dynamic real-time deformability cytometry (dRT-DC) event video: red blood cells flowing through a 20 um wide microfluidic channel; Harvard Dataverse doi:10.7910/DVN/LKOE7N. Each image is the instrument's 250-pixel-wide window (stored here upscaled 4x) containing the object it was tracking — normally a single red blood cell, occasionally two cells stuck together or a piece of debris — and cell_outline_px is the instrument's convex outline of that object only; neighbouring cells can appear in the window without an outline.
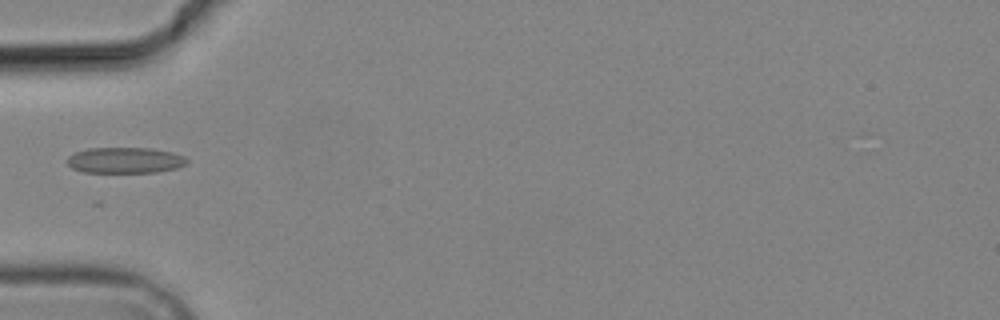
{"species": "common noctule bat (a hibernating species)", "species_latin": "Nyctalus noctula", "temperature_condition": "cold", "stored_images_in_passage": 4, "camera_frame_rate_fps": 3000, "um_per_image_px": 0.085, "animal": {"sex": "male", "body_mass_g": 19.2, "forearm_length_mm": 51.8}, "frame": {"image": 1, "passage_image": 3, "time_ms": 2.333, "image_size_px": [1000, 320], "cell_outline_px": [[188, 164], [176, 168], [156, 172], [84, 172], [72, 168], [64, 160], [68, 156], [76, 152], [88, 148], [152, 148], [172, 152], [184, 156], [188, 160]], "centroid_in_image_um": [10.63, 13.62], "position_along_channel_um": 74.4, "area_um2": 18.15}}
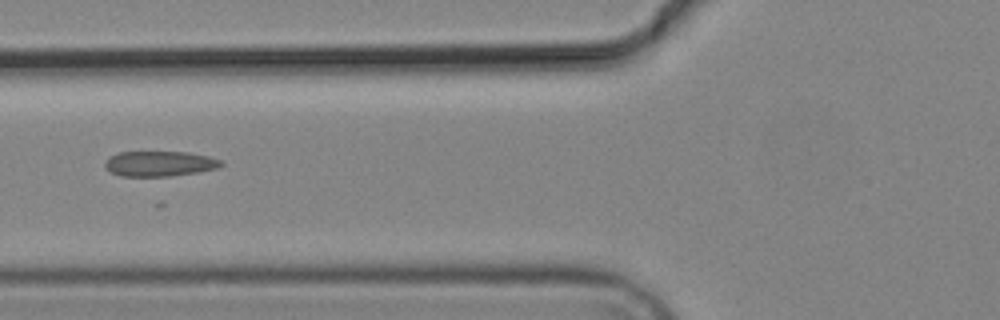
{"frame": {"image": 2, "passage_image": 4, "time_ms": 3.333, "image_size_px": [1000, 320], "cell_outline_px": [[224, 164], [216, 168], [196, 172], [168, 176], [120, 176], [104, 168], [104, 164], [112, 156], [120, 152], [188, 152], [208, 156], [220, 160]], "centroid_in_image_um": [13.56, 13.91], "position_along_channel_um": 112.2, "area_um2": 16.82}}